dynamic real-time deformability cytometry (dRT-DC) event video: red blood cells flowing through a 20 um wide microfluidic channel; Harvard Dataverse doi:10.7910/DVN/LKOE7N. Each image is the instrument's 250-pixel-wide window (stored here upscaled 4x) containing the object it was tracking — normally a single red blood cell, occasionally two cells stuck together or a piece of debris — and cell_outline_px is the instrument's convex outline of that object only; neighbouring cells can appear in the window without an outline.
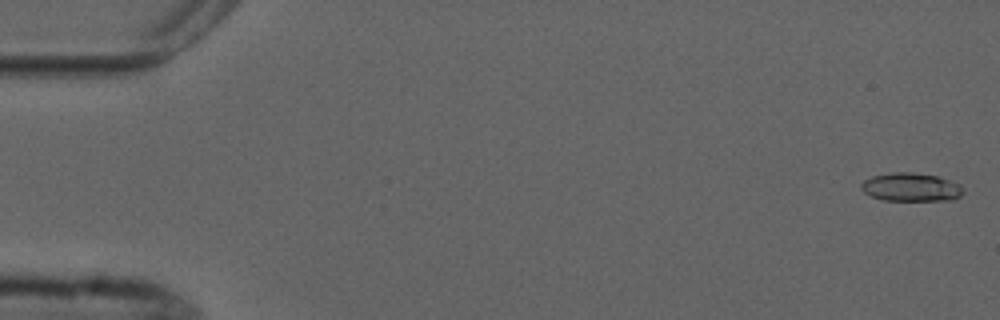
{"species": "common noctule bat (a hibernating species)", "species_latin": "Nyctalus noctula", "temperature_condition": "cold", "stored_images_in_passage": 6, "camera_frame_rate_fps": 3000, "um_per_image_px": 0.085, "animal": {"sex": "male", "forearm_length_mm": 52.5}, "frame": {"image": 1, "passage_image": 1, "time_ms": 0.0, "image_size_px": [1000, 320], "cell_outline_px": [[964, 192], [960, 196], [952, 200], [884, 200], [872, 196], [864, 192], [860, 188], [860, 184], [864, 180], [872, 176], [892, 172], [912, 172], [936, 176], [960, 184], [964, 188]], "centroid_in_image_um": [77.44, 15.9], "position_along_channel_um": 7.6, "area_um2": 16.88}}
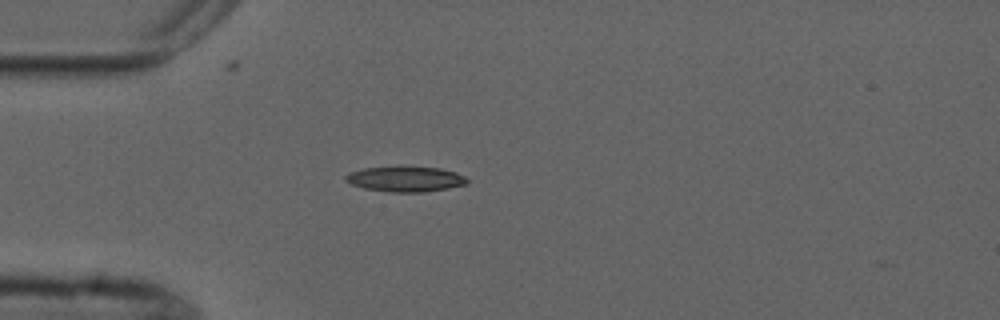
{"frame": {"image": 2, "passage_image": 4, "time_ms": 4.667, "image_size_px": [1000, 320], "cell_outline_px": [[468, 184], [448, 188], [424, 192], [388, 192], [364, 188], [352, 184], [344, 180], [344, 176], [348, 172], [364, 168], [400, 164], [440, 168], [456, 172], [464, 176], [468, 180]], "centroid_in_image_um": [34.44, 15.18], "position_along_channel_um": 50.6, "area_um2": 18.67}}